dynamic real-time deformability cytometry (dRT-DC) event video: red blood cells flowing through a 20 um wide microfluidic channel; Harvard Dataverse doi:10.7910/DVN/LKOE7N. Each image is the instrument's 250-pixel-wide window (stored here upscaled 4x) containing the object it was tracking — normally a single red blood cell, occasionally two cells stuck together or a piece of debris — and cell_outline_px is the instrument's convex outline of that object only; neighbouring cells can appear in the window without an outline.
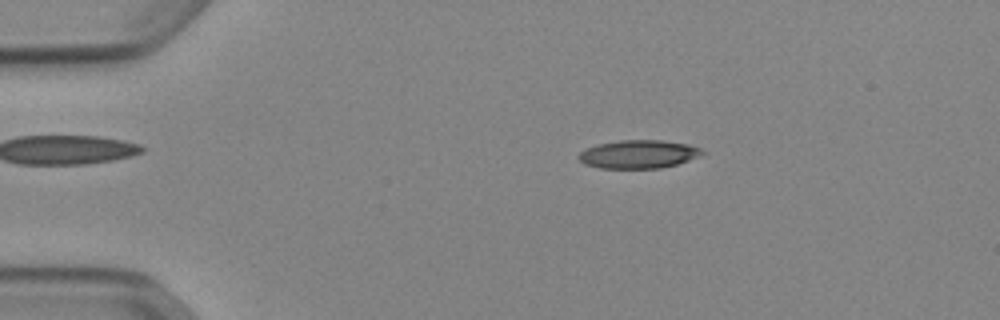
{"species": "Egyptian fruit bat (a non-hibernating species)", "species_latin": "Rousettus aegyptiacus", "temperature_condition": "cold", "stored_images_in_passage": 52, "camera_frame_rate_fps": 3000, "um_per_image_px": 0.085, "animal": {"sex": "female"}, "frame": {"image": 1, "passage_image": 10, "time_ms": 3.0, "image_size_px": [1000, 320], "cell_outline_px": [[708, 152], [700, 156], [676, 164], [660, 168], [600, 168], [584, 164], [576, 156], [580, 152], [588, 148], [600, 144], [620, 140], [664, 140], [688, 144], [700, 148]], "centroid_in_image_um": [54.3, 13.1], "position_along_channel_um": 30.7, "area_um2": 20.35}}
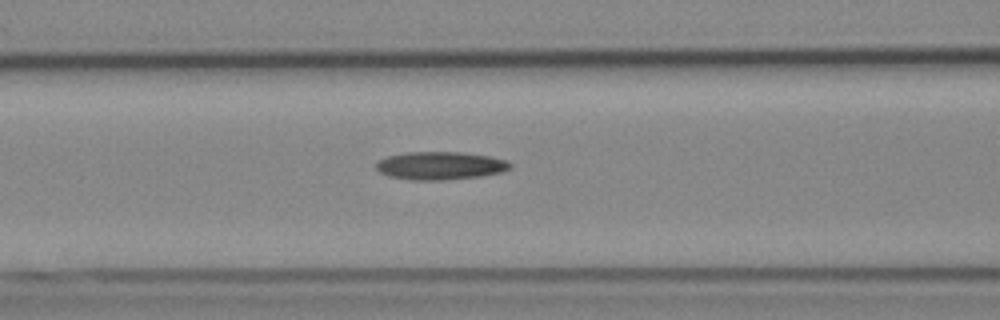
{"frame": {"image": 2, "passage_image": 22, "time_ms": 7.0, "image_size_px": [1000, 320], "cell_outline_px": [[512, 168], [500, 172], [480, 176], [444, 180], [408, 180], [388, 176], [380, 172], [376, 168], [376, 160], [388, 156], [408, 152], [460, 152], [488, 156], [508, 160], [512, 164]], "centroid_in_image_um": [37.4, 14.08], "position_along_channel_um": 129.2, "area_um2": 21.96}}
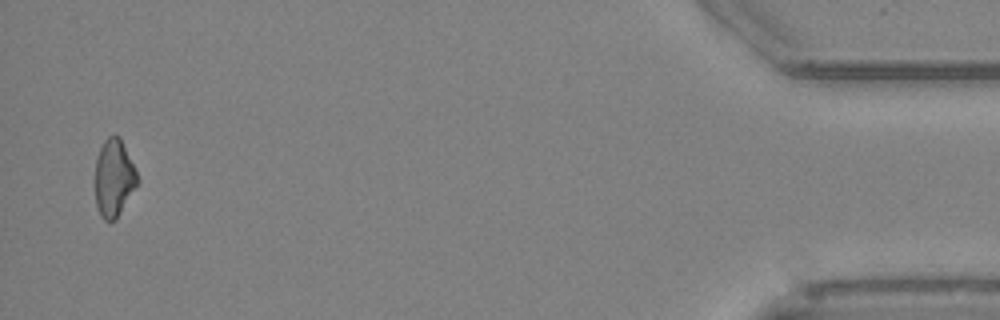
{"frame": {"image": 3, "passage_image": 51, "time_ms": 16.667, "image_size_px": [1000, 320], "cell_outline_px": [[140, 180], [116, 220], [104, 220], [100, 216], [96, 204], [96, 156], [104, 140], [108, 136], [116, 132], [120, 136]], "centroid_in_image_um": [9.69, 15.1], "position_along_channel_um": 425.5, "area_um2": 19.13}, "authors_computed_cell_mechanics": {"area_um2": 20.519, "velocity_mm_per_s": 3.9156, "shape_relaxation_time_tau1_ms": null, "shape_relaxation_time_tau2_ms": 10.2169, "deformation_change_tau1": null, "deformation_change_tau2": 0.2664}}